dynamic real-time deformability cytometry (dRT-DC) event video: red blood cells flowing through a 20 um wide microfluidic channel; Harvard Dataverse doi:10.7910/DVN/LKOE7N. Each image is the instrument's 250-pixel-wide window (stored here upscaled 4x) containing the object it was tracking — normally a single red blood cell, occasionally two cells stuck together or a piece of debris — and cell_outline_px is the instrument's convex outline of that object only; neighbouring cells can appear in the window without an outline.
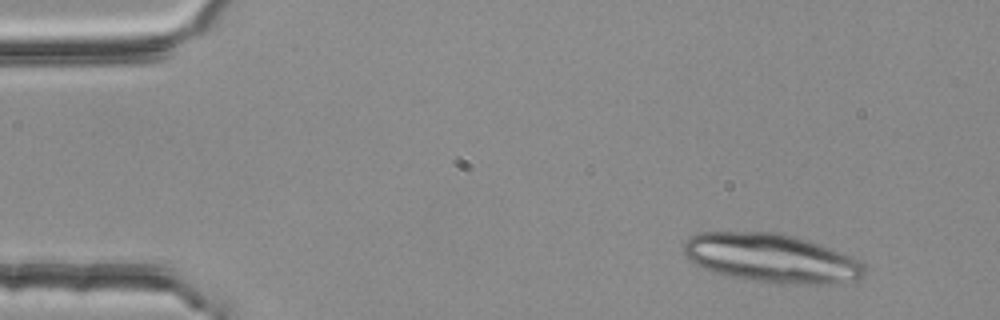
{"species": "common noctule bat (a hibernating species)", "species_latin": "Nyctalus noctula", "temperature_condition": "room temperature", "stored_images_in_passage": 3, "camera_frame_rate_fps": 3000, "um_per_image_px": 0.085, "animal": {"sex": "female", "body_mass_g": 25.1}, "frame": {"image": 1, "passage_image": 1, "time_ms": 0.0, "image_size_px": [1000, 320], "cell_outline_px": [[864, 276], [856, 280], [828, 284], [780, 284], [732, 276], [712, 272], [688, 260], [684, 256], [684, 240], [688, 236], [700, 232], [776, 232], [808, 240], [852, 256], [860, 260], [864, 264]], "centroid_in_image_um": [65.56, 21.94], "position_along_channel_um": 19.4, "area_um2": 51.44}}